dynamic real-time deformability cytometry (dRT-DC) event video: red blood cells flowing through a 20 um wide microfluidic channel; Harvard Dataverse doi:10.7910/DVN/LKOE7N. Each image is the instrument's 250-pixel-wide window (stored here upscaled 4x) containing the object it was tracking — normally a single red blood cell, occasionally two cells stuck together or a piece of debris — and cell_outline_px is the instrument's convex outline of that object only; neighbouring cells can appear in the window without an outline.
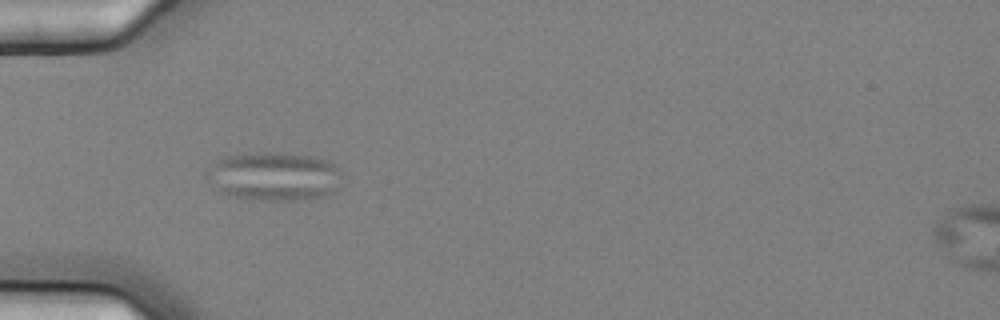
{"species": "common noctule bat (a hibernating species)", "species_latin": "Nyctalus noctula", "temperature_condition": "cold", "stored_images_in_passage": 6, "camera_frame_rate_fps": 3000, "um_per_image_px": 0.085, "animal": {"sex": "female", "body_mass_g": 25.1}, "frame": {"image": 1, "passage_image": 4, "time_ms": 1.0, "image_size_px": [1000, 320], "cell_outline_px": [[340, 172], [336, 192], [320, 196], [296, 200], [268, 200], [228, 196], [220, 192], [204, 172], [216, 160], [228, 156], [264, 152], [308, 156], [324, 160], [340, 168]], "centroid_in_image_um": [23.27, 15.0], "position_along_channel_um": 61.7, "area_um2": 37.63}}
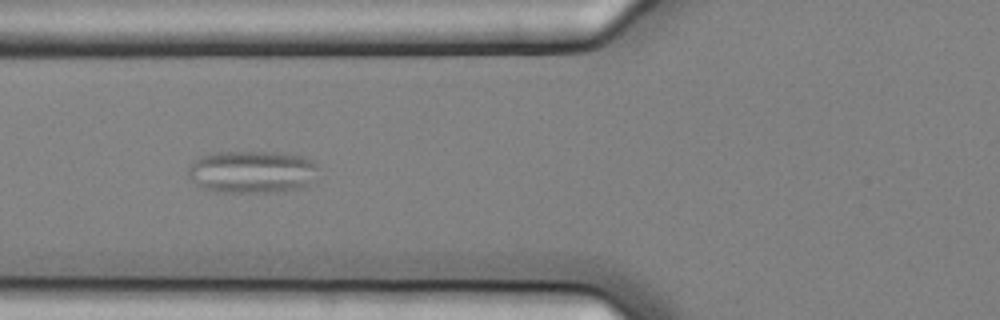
{"frame": {"image": 2, "passage_image": 5, "time_ms": 1.333, "image_size_px": [1000, 320], "cell_outline_px": [[316, 168], [308, 184], [304, 188], [284, 192], [216, 192], [204, 188], [196, 184], [188, 176], [188, 168], [200, 156], [208, 152], [280, 152], [304, 156], [312, 160], [316, 164]], "centroid_in_image_um": [21.4, 14.6], "position_along_channel_um": 104.4, "area_um2": 32.43}}
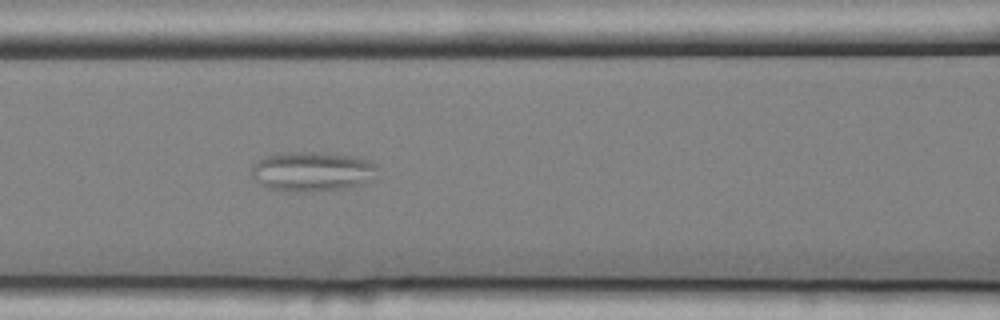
{"frame": {"image": 3, "passage_image": 6, "time_ms": 1.667, "image_size_px": [1000, 320], "cell_outline_px": [[376, 180], [364, 184], [344, 188], [304, 192], [284, 192], [268, 188], [260, 184], [252, 176], [252, 164], [264, 156], [280, 152], [316, 152], [356, 156], [368, 160], [376, 164]], "centroid_in_image_um": [26.54, 14.58], "position_along_channel_um": 140.1, "area_um2": 29.65}}